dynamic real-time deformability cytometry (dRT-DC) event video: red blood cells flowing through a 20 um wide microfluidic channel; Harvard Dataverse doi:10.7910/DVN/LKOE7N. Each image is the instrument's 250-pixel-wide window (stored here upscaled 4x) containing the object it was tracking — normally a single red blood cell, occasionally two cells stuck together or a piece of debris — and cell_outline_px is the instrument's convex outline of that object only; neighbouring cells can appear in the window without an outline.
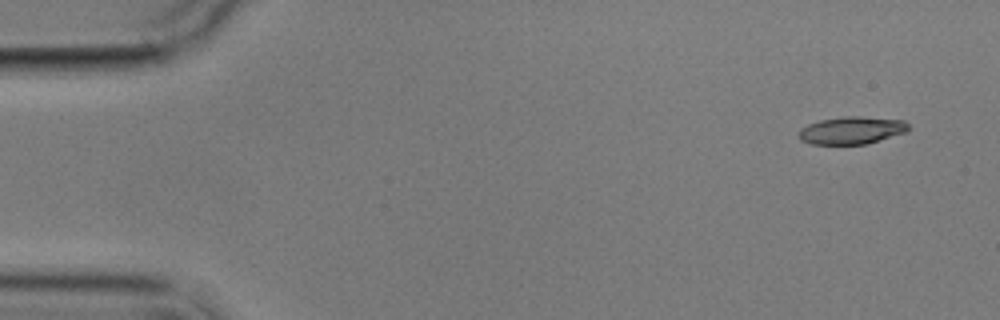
{"species": "common noctule bat (a hibernating species)", "species_latin": "Nyctalus noctula", "temperature_condition": "cold", "stored_images_in_passage": 4, "camera_frame_rate_fps": 3000, "um_per_image_px": 0.085, "animal": {"sex": "male", "body_mass_g": 17.9}, "frame": {"image": 1, "passage_image": 1, "time_ms": 0.0, "image_size_px": [1000, 320], "cell_outline_px": [[912, 128], [908, 132], [868, 144], [812, 144], [800, 140], [796, 136], [800, 128], [808, 124], [820, 120], [848, 116], [856, 116], [904, 120]], "centroid_in_image_um": [72.41, 11.09], "position_along_channel_um": 12.6, "area_um2": 17.86}}
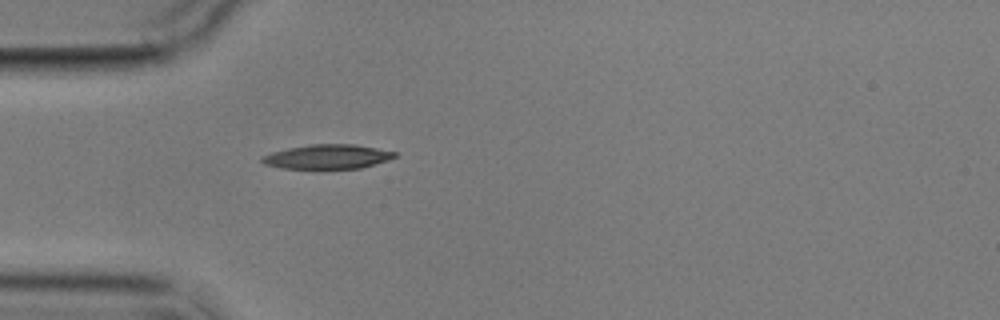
{"frame": {"image": 2, "passage_image": 4, "time_ms": 4.333, "image_size_px": [1000, 320], "cell_outline_px": [[396, 156], [388, 160], [360, 168], [324, 172], [280, 168], [264, 164], [260, 160], [260, 156], [272, 152], [288, 148], [312, 144], [356, 144], [396, 152]], "centroid_in_image_um": [27.77, 13.37], "position_along_channel_um": 57.2, "area_um2": 19.88}}